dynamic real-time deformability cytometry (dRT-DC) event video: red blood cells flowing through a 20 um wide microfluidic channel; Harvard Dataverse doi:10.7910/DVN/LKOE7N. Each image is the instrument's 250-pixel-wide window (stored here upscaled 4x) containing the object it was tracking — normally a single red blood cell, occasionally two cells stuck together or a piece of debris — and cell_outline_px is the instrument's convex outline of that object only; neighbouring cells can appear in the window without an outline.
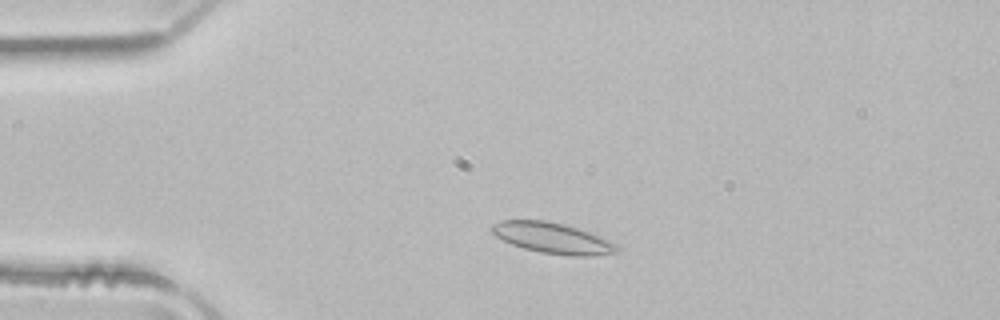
{"species": "common noctule bat (a hibernating species)", "species_latin": "Nyctalus noctula", "temperature_condition": "room temperature", "stored_images_in_passage": 48, "camera_frame_rate_fps": 3000, "um_per_image_px": 0.085, "animal": {"sex": "male", "body_mass_g": 21.5, "forearm_length_mm": 52.0}, "frame": {"image": 1, "passage_image": 8, "time_ms": 2.333, "image_size_px": [1000, 320], "cell_outline_px": [[620, 248], [616, 252], [592, 256], [572, 256], [540, 252], [524, 248], [512, 244], [496, 236], [488, 228], [492, 224], [500, 220], [544, 220], [564, 224], [588, 232], [608, 240], [616, 244]], "centroid_in_image_um": [46.93, 20.23], "position_along_channel_um": 38.1, "area_um2": 22.25}}
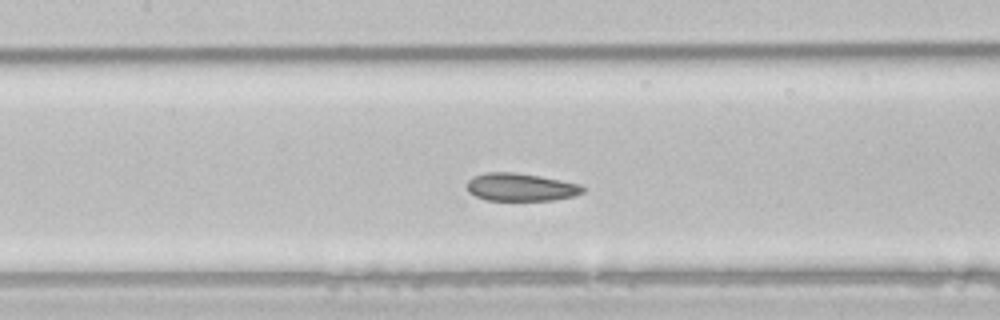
{"frame": {"image": 2, "passage_image": 20, "time_ms": 6.333, "image_size_px": [1000, 320], "cell_outline_px": [[584, 192], [576, 196], [552, 200], [488, 200], [476, 196], [468, 192], [468, 180], [472, 176], [488, 172], [512, 172], [540, 176], [580, 184], [584, 188]], "centroid_in_image_um": [44.27, 15.91], "position_along_channel_um": 163.1, "area_um2": 18.73}}
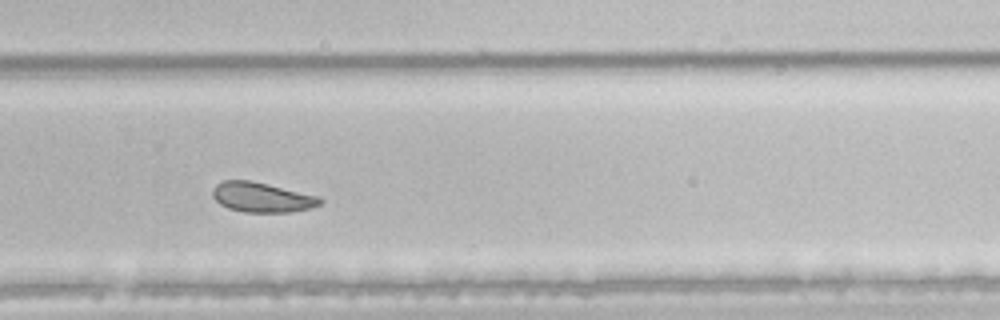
{"frame": {"image": 3, "passage_image": 31, "time_ms": 10.0, "image_size_px": [1000, 320], "cell_outline_px": [[324, 200], [320, 204], [308, 208], [292, 212], [244, 212], [228, 208], [220, 204], [212, 196], [212, 188], [216, 184], [224, 180], [248, 180], [316, 196]], "centroid_in_image_um": [22.19, 16.78], "position_along_channel_um": 307.6, "area_um2": 18.32}, "authors_computed_cell_mechanics": {"area_um2": 21.4438, "velocity_mm_per_s": 3.9593, "shape_relaxation_time_tau1_ms": 5.0448, "shape_relaxation_time_tau2_ms": 3.3355, "deformation_change_tau1": 0.0935, "deformation_change_tau2": 0.0516}}